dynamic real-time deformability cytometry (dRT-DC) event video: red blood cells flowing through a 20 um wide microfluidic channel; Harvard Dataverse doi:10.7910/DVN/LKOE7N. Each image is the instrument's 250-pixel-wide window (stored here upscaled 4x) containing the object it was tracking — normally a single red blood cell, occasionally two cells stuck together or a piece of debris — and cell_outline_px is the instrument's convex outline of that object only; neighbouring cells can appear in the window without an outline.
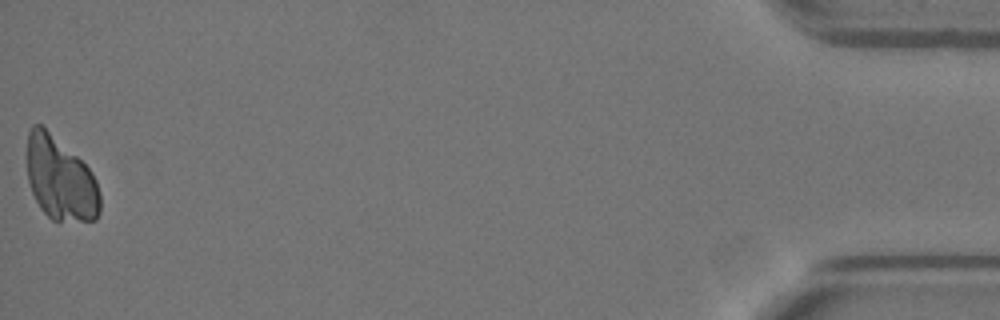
{"species": "Egyptian fruit bat (a non-hibernating species)", "species_latin": "Rousettus aegyptiacus", "temperature_condition": "warm", "stored_images_in_passage": 51, "camera_frame_rate_fps": 3000, "um_per_image_px": 0.085, "animal": {"sex": "female"}, "frame": {"image": 1, "passage_image": 51, "time_ms": 16.667, "image_size_px": [1000, 320], "cell_outline_px": [[100, 212], [96, 220], [52, 220], [40, 208], [32, 192], [28, 180], [28, 132], [32, 124], [40, 124], [76, 156], [92, 172], [96, 180], [100, 192]], "centroid_in_image_um": [5.14, 15.23], "position_along_channel_um": 430.1, "area_um2": 34.97}}